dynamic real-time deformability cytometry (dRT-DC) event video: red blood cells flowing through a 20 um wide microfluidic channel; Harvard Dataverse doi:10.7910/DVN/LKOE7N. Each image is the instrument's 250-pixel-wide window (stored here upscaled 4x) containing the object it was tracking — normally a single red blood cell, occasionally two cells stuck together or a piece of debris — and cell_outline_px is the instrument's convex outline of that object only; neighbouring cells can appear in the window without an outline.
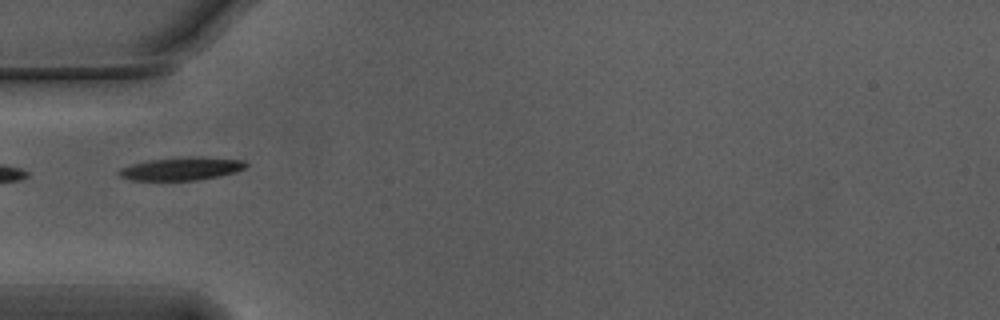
{"species": "Egyptian fruit bat (a non-hibernating species)", "species_latin": "Rousettus aegyptiacus", "temperature_condition": "warm", "stored_images_in_passage": 10, "camera_frame_rate_fps": 3000, "um_per_image_px": 0.085, "animal": {"sex": "male"}, "frame": {"image": 1, "passage_image": 1, "time_ms": 0.0, "image_size_px": [1000, 320], "cell_outline_px": [[248, 164], [244, 168], [236, 172], [220, 176], [196, 180], [132, 180], [120, 176], [116, 172], [120, 168], [132, 164], [152, 160], [188, 156], [200, 156], [244, 160]], "centroid_in_image_um": [15.46, 14.33], "position_along_channel_um": 69.5, "area_um2": 17.05}}
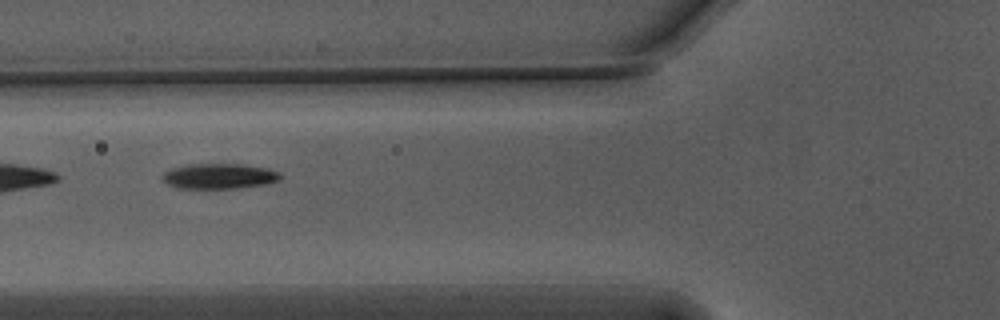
{"frame": {"image": 2, "passage_image": 4, "time_ms": 1.0, "image_size_px": [1000, 320], "cell_outline_px": [[280, 180], [268, 184], [236, 188], [176, 188], [168, 184], [160, 176], [164, 172], [172, 168], [188, 164], [244, 164], [268, 168], [280, 172]], "centroid_in_image_um": [18.65, 14.97], "position_along_channel_um": 107.2, "area_um2": 17.51}}
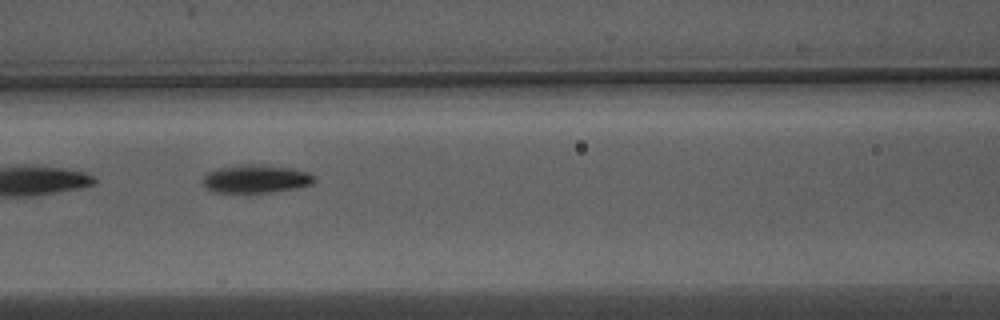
{"frame": {"image": 3, "passage_image": 7, "time_ms": 2.0, "image_size_px": [1000, 320], "cell_outline_px": [[316, 180], [312, 184], [272, 192], [212, 192], [204, 184], [204, 176], [208, 172], [216, 168], [244, 164], [260, 164], [288, 168], [308, 172], [316, 176]], "centroid_in_image_um": [21.76, 15.19], "position_along_channel_um": 144.8, "area_um2": 18.09}}